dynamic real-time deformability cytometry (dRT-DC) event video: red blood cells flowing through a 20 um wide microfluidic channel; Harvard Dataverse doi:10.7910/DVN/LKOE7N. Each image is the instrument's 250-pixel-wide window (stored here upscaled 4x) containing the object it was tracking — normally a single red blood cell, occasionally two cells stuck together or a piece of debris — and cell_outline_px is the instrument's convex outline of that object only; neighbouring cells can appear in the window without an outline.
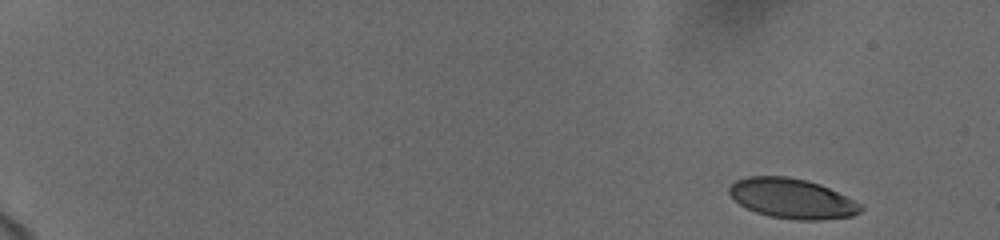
{"species": "human", "species_latin": "Homo sapiens", "temperature_condition": "cold", "stored_images_in_passage": 8, "camera_frame_rate_fps": 3000, "um_per_image_px": 0.085, "donor": {"sex": "female"}, "frame": {"image": 1, "passage_image": 1, "time_ms": 0.0, "image_size_px": [1000, 240], "cell_outline_px": [[864, 208], [860, 212], [852, 216], [820, 220], [800, 220], [768, 216], [756, 212], [740, 204], [728, 192], [728, 188], [736, 180], [748, 176], [788, 176], [820, 184], [860, 204]], "centroid_in_image_um": [67.31, 16.87], "position_along_channel_um": 17.7, "area_um2": 30.23}}
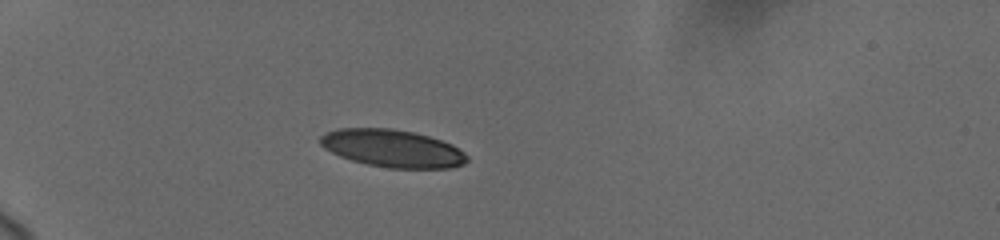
{"frame": {"image": 2, "passage_image": 6, "time_ms": 4.667, "image_size_px": [1000, 240], "cell_outline_px": [[468, 160], [464, 164], [452, 168], [388, 168], [368, 164], [352, 160], [340, 156], [324, 148], [320, 144], [320, 136], [324, 132], [336, 128], [392, 128], [416, 132], [452, 144], [464, 152], [468, 156]], "centroid_in_image_um": [33.36, 12.6], "position_along_channel_um": 51.6, "area_um2": 32.31}}
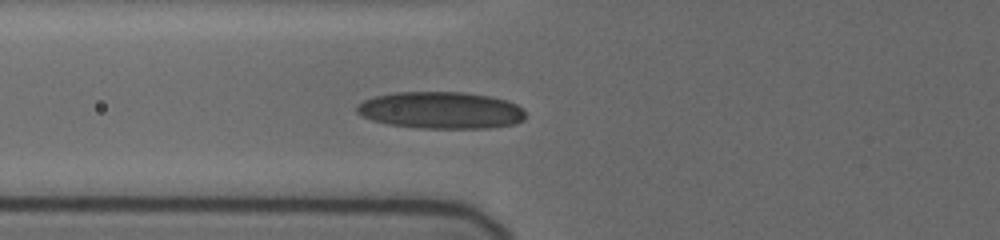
{"frame": {"image": 3, "passage_image": 8, "time_ms": 6.667, "image_size_px": [1000, 240], "cell_outline_px": [[524, 120], [512, 124], [492, 128], [420, 128], [388, 124], [372, 120], [360, 116], [356, 112], [356, 104], [364, 100], [376, 96], [396, 92], [464, 92], [488, 96], [508, 100], [516, 104], [524, 112]], "centroid_in_image_um": [37.44, 9.37], "position_along_channel_um": 88.4, "area_um2": 36.36}}